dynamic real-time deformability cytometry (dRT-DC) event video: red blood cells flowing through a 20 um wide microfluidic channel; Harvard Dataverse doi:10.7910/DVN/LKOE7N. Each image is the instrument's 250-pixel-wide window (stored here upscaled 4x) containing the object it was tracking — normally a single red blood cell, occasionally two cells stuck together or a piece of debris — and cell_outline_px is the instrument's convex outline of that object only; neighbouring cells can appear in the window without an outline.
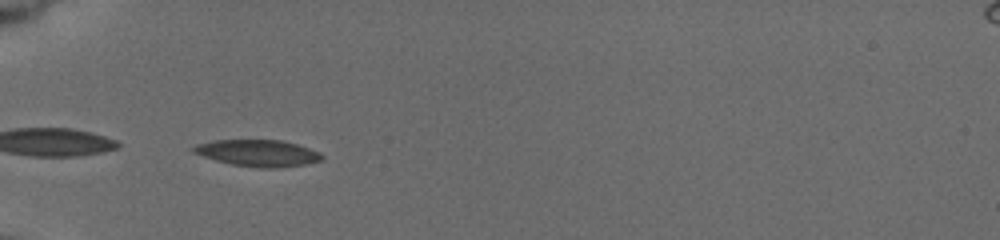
{"species": "common noctule bat (a hibernating species)", "species_latin": "Nyctalus noctula", "temperature_condition": "cold", "stored_images_in_passage": 32, "camera_frame_rate_fps": 3000, "um_per_image_px": 0.085, "animal": {"sex": "female", "body_mass_g": 19.5, "forearm_length_mm": 54.1}, "frame": {"image": 1, "passage_image": 1, "time_ms": 0.0, "image_size_px": [1000, 240], "cell_outline_px": [[324, 160], [304, 164], [276, 168], [260, 168], [232, 164], [216, 160], [192, 152], [188, 148], [196, 144], [212, 140], [280, 140], [296, 144], [320, 152], [324, 156]], "centroid_in_image_um": [21.9, 13.0], "position_along_channel_um": 63.1, "area_um2": 19.94}}
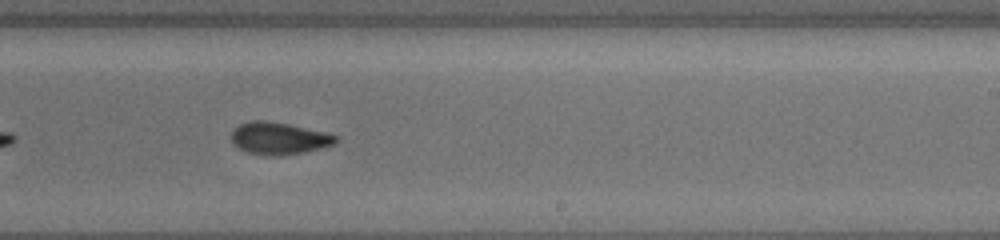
{"frame": {"image": 2, "passage_image": 17, "time_ms": 5.667, "image_size_px": [1000, 240], "cell_outline_px": [[340, 140], [336, 144], [324, 148], [304, 152], [280, 156], [248, 152], [232, 144], [232, 128], [240, 124], [252, 120], [268, 120], [328, 132], [340, 136]], "centroid_in_image_um": [23.78, 11.74], "position_along_channel_um": 265.2, "area_um2": 19.88}}
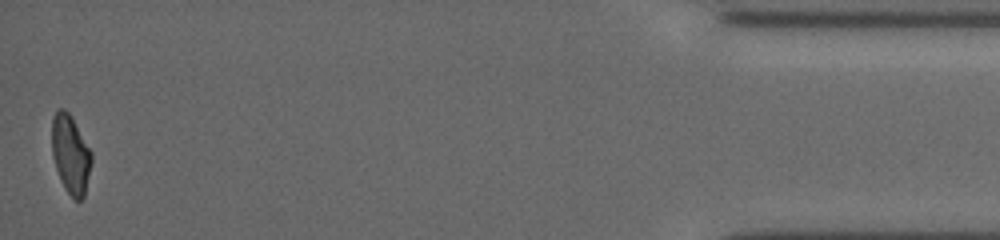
{"frame": {"image": 3, "passage_image": 32, "time_ms": 12.0, "image_size_px": [1000, 240], "cell_outline_px": [[92, 160], [84, 196], [80, 200], [76, 200], [64, 188], [60, 180], [52, 156], [52, 120], [56, 112], [60, 108], [64, 108], [72, 116], [92, 152]], "centroid_in_image_um": [6.0, 13.09], "position_along_channel_um": 429.2, "area_um2": 18.15}, "authors_computed_cell_mechanics": {"area_um2": 19.7098, "velocity_mm_per_s": 3.7497, "shape_relaxation_time_tau1_ms": 3.6392, "shape_relaxation_time_tau2_ms": 4.962, "deformation_change_tau1": 0.1557, "deformation_change_tau2": 0.1117}}